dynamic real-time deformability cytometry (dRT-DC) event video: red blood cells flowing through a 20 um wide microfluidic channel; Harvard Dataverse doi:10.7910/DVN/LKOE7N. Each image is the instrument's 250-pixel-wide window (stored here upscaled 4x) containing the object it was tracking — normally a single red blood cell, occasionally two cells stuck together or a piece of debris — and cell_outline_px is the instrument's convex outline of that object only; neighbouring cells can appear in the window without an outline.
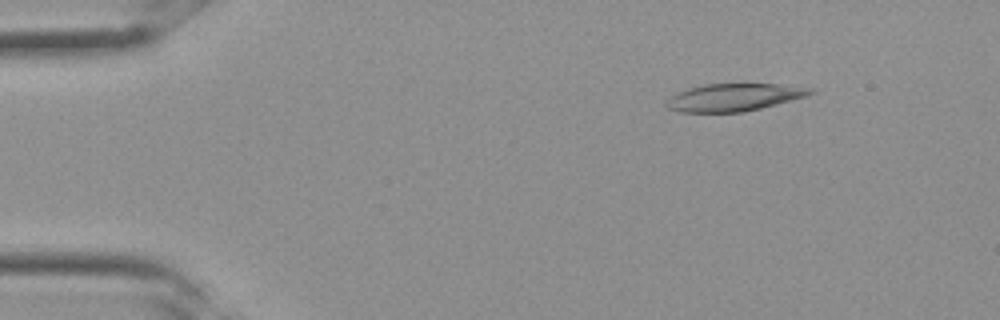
{"species": "Egyptian fruit bat (a non-hibernating species)", "species_latin": "Rousettus aegyptiacus", "temperature_condition": "room temperature", "stored_images_in_passage": 30, "camera_frame_rate_fps": 3000, "um_per_image_px": 0.085, "frame": {"image": 1, "passage_image": 2, "time_ms": 0.333, "image_size_px": [1000, 320], "cell_outline_px": [[816, 92], [808, 96], [744, 112], [680, 112], [668, 108], [664, 104], [676, 92], [688, 88], [704, 84], [776, 84], [816, 88]], "centroid_in_image_um": [62.41, 8.27], "position_along_channel_um": 22.6, "area_um2": 23.12}}
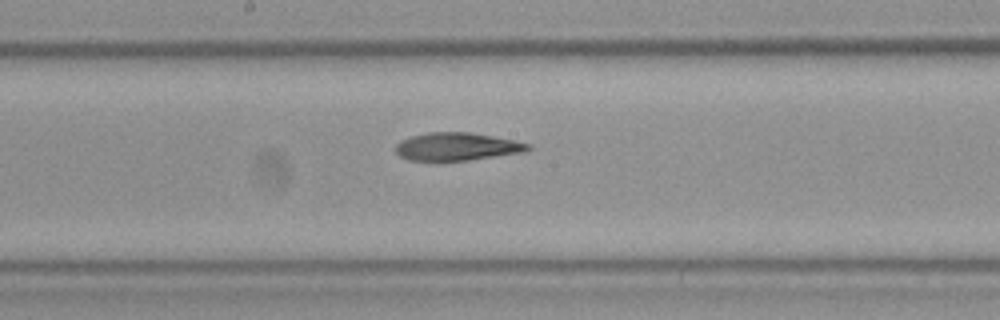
{"frame": {"image": 2, "passage_image": 15, "time_ms": 4.667, "image_size_px": [1000, 320], "cell_outline_px": [[532, 148], [528, 152], [468, 160], [408, 160], [400, 156], [396, 152], [396, 144], [400, 140], [412, 136], [428, 132], [468, 132], [516, 140], [532, 144]], "centroid_in_image_um": [38.9, 12.46], "position_along_channel_um": 209.3, "area_um2": 21.62}}
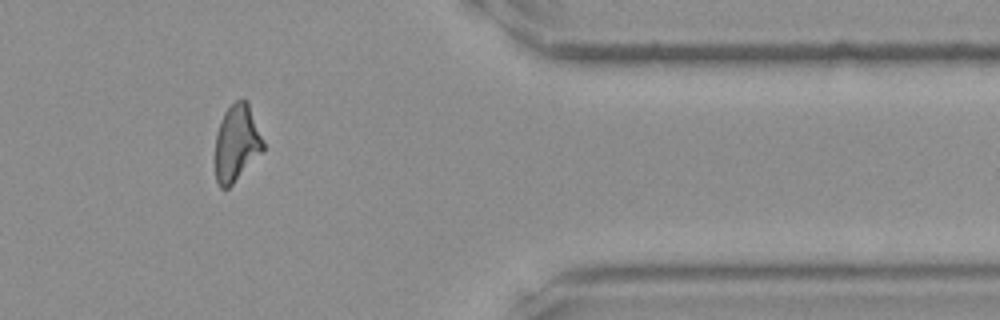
{"frame": {"image": 3, "passage_image": 25, "time_ms": 8.0, "image_size_px": [1000, 320], "cell_outline_px": [[264, 152], [228, 188], [220, 188], [216, 180], [216, 132], [224, 112], [236, 100], [244, 96], [248, 100], [264, 140]], "centroid_in_image_um": [20.15, 12.12], "position_along_channel_um": 391.2, "area_um2": 21.79}}